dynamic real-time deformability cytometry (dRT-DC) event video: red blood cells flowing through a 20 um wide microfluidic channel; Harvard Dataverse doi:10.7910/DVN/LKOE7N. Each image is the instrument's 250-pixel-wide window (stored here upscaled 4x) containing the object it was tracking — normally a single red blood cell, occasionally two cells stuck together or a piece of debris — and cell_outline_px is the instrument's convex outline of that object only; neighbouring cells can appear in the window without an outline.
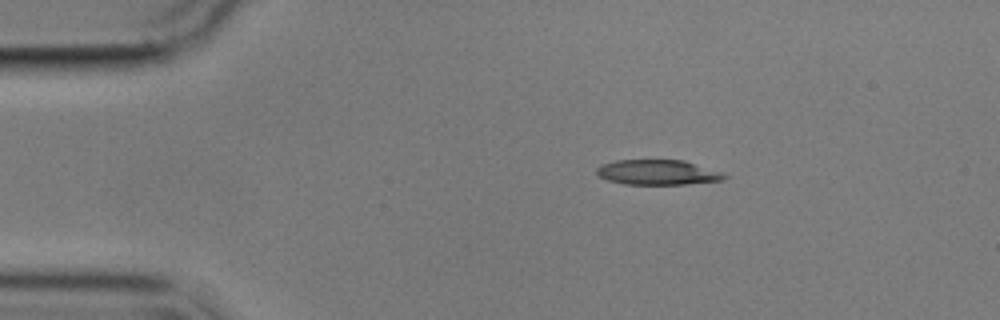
{"species": "common noctule bat (a hibernating species)", "species_latin": "Nyctalus noctula", "temperature_condition": "cold", "stored_images_in_passage": 8, "camera_frame_rate_fps": 3000, "um_per_image_px": 0.085, "animal": {"sex": "male", "body_mass_g": 17.9}, "frame": {"image": 1, "passage_image": 1, "time_ms": 0.0, "image_size_px": [1000, 320], "cell_outline_px": [[728, 176], [724, 180], [688, 184], [624, 184], [608, 180], [600, 176], [596, 172], [596, 168], [600, 164], [616, 160], [684, 160], [724, 172]], "centroid_in_image_um": [55.94, 14.64], "position_along_channel_um": 29.1, "area_um2": 18.79}}
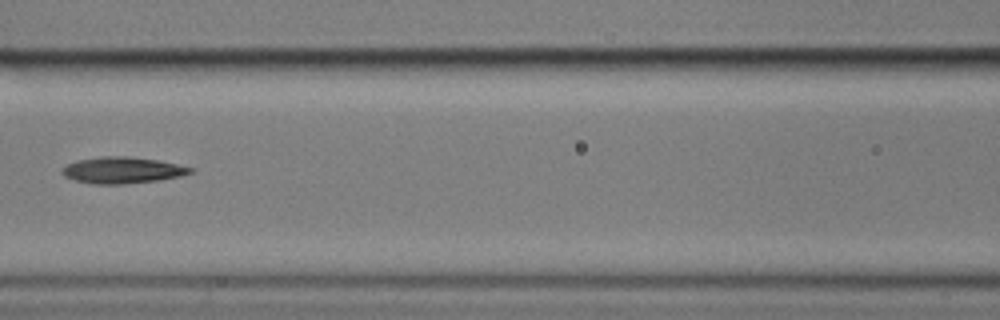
{"frame": {"image": 2, "passage_image": 5, "time_ms": 5.0, "image_size_px": [1000, 320], "cell_outline_px": [[196, 168], [192, 172], [180, 176], [160, 180], [124, 184], [96, 184], [76, 180], [64, 176], [64, 168], [68, 164], [80, 160], [100, 156], [128, 156], [156, 160]], "centroid_in_image_um": [10.46, 14.47], "position_along_channel_um": 156.1, "area_um2": 19.42}}
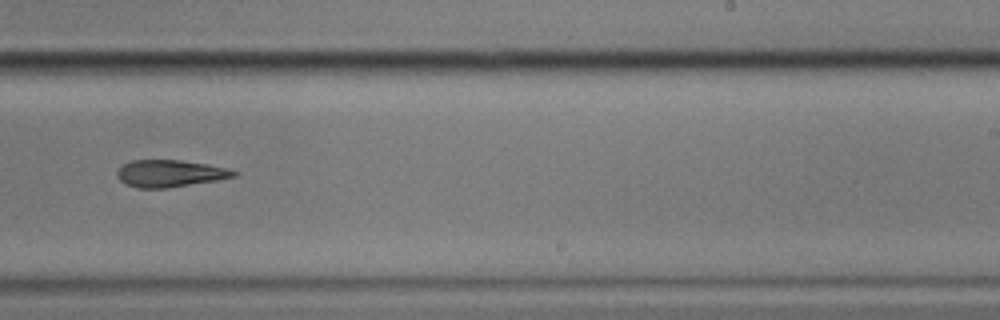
{"frame": {"image": 3, "passage_image": 8, "time_ms": 8.333, "image_size_px": [1000, 320], "cell_outline_px": [[240, 172], [236, 176], [216, 180], [168, 188], [140, 188], [128, 184], [120, 180], [116, 176], [116, 172], [124, 164], [132, 160], [180, 160], [208, 164]], "centroid_in_image_um": [14.45, 14.74], "position_along_channel_um": 274.6, "area_um2": 18.21}}